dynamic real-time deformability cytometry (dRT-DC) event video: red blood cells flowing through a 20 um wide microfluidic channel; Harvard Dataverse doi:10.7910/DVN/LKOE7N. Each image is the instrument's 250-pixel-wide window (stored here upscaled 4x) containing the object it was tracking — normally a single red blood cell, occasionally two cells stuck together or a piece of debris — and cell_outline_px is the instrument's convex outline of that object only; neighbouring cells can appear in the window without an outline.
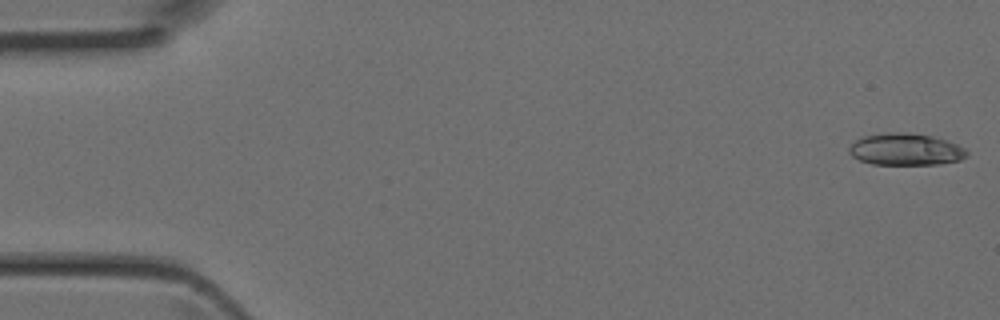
{"species": "Egyptian fruit bat (a non-hibernating species)", "species_latin": "Rousettus aegyptiacus", "temperature_condition": "room temperature", "stored_images_in_passage": 43, "camera_frame_rate_fps": 3000, "um_per_image_px": 0.085, "animal": {"sex": "female"}, "frame": {"image": 1, "passage_image": 1, "time_ms": 0.0, "image_size_px": [1000, 320], "cell_outline_px": [[968, 156], [960, 160], [940, 164], [872, 164], [860, 160], [852, 156], [848, 152], [848, 148], [860, 136], [884, 132], [908, 132], [932, 136], [956, 144], [964, 148], [968, 152]], "centroid_in_image_um": [76.95, 12.69], "position_along_channel_um": 8.0, "area_um2": 22.02}}
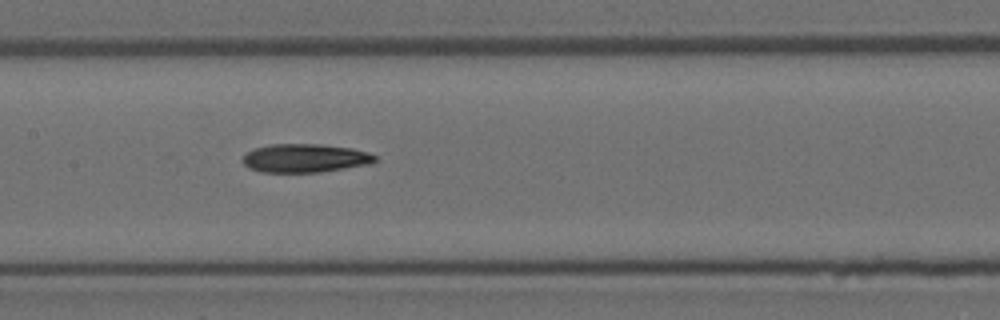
{"frame": {"image": 2, "passage_image": 21, "time_ms": 6.667, "image_size_px": [1000, 320], "cell_outline_px": [[376, 160], [372, 164], [320, 172], [260, 172], [248, 168], [244, 164], [244, 156], [248, 152], [256, 148], [272, 144], [320, 144], [352, 148], [368, 152], [376, 156]], "centroid_in_image_um": [25.96, 13.45], "position_along_channel_um": 181.4, "area_um2": 21.96}}
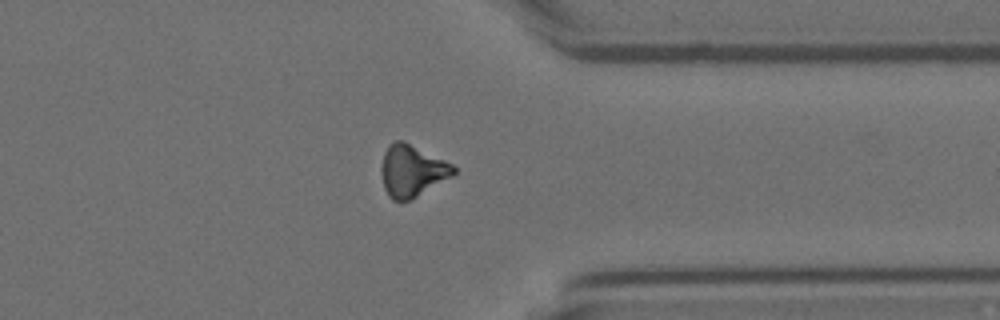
{"frame": {"image": 3, "passage_image": 34, "time_ms": 11.0, "image_size_px": [1000, 320], "cell_outline_px": [[456, 172], [452, 176], [416, 196], [400, 204], [392, 200], [388, 196], [384, 188], [380, 172], [380, 168], [384, 152], [388, 144], [396, 140], [404, 140], [452, 164], [456, 168]], "centroid_in_image_um": [34.97, 14.52], "position_along_channel_um": 376.4, "area_um2": 21.96}}